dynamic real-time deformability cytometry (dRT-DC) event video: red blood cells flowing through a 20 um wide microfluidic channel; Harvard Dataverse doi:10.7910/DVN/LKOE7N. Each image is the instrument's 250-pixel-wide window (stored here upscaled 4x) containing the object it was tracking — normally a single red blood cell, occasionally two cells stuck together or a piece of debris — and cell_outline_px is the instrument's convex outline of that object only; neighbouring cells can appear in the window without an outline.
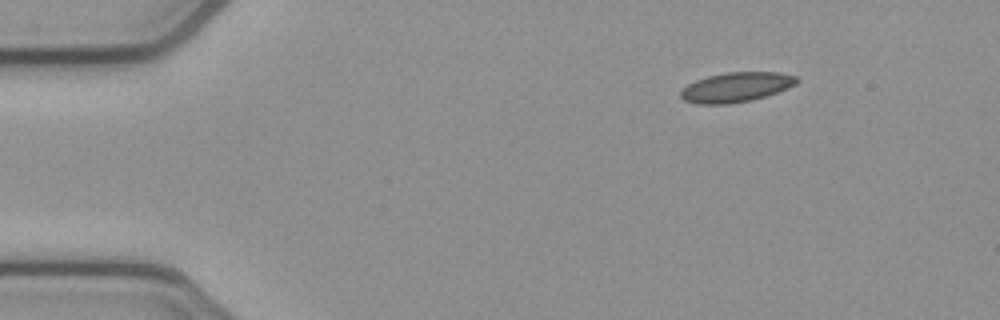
{"species": "common noctule bat (a hibernating species)", "species_latin": "Nyctalus noctula", "temperature_condition": "cold", "stored_images_in_passage": 4, "camera_frame_rate_fps": 3000, "um_per_image_px": 0.085, "animal": {"sex": "female", "body_mass_g": 21.9}, "frame": {"image": 1, "passage_image": 4, "time_ms": 1.0, "image_size_px": [1000, 320], "cell_outline_px": [[800, 80], [796, 84], [788, 88], [752, 100], [728, 104], [696, 104], [684, 100], [680, 96], [680, 92], [688, 84], [696, 80], [708, 76], [728, 72], [780, 72], [796, 76]], "centroid_in_image_um": [62.58, 7.41], "position_along_channel_um": 22.4, "area_um2": 20.06}}